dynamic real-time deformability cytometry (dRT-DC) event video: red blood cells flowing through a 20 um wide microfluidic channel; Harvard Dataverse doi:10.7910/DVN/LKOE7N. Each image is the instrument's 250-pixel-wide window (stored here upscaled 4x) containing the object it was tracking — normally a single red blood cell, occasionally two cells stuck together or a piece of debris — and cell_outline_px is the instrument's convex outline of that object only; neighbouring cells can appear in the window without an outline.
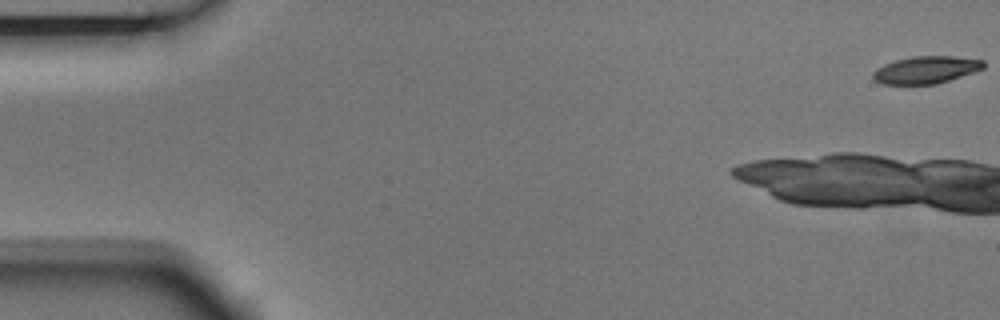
{"species": "Egyptian fruit bat (a non-hibernating species)", "species_latin": "Rousettus aegyptiacus", "temperature_condition": "room temperature", "stored_images_in_passage": 4, "camera_frame_rate_fps": 3000, "um_per_image_px": 0.085, "animal": {"sex": "male"}, "frame": {"image": 1, "passage_image": 1, "time_ms": 0.0, "image_size_px": [1000, 320], "cell_outline_px": [[984, 68], [936, 84], [880, 84], [872, 76], [872, 72], [876, 68], [884, 64], [896, 60], [912, 56], [952, 56], [984, 60]], "centroid_in_image_um": [78.67, 5.93], "position_along_channel_um": 6.3, "area_um2": 17.46}}